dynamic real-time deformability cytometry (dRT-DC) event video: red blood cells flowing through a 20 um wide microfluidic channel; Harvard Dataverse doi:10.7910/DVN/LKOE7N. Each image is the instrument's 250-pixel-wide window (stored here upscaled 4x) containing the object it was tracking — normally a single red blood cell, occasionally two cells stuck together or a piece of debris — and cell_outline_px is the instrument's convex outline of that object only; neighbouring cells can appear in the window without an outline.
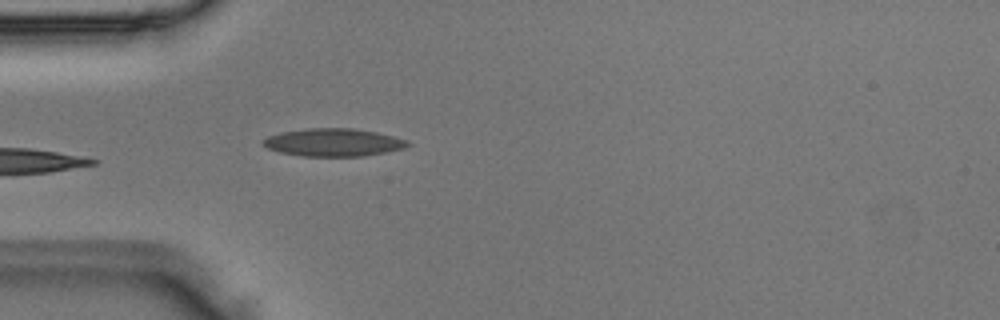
{"species": "Egyptian fruit bat (a non-hibernating species)", "species_latin": "Rousettus aegyptiacus", "temperature_condition": "room temperature", "stored_images_in_passage": 5, "camera_frame_rate_fps": 3000, "um_per_image_px": 0.085, "animal": {"sex": "male"}, "frame": {"image": 1, "passage_image": 5, "time_ms": 1.333, "image_size_px": [1000, 320], "cell_outline_px": [[412, 144], [404, 148], [364, 156], [304, 156], [280, 152], [268, 148], [260, 144], [268, 136], [280, 132], [308, 128], [352, 128], [376, 132], [408, 140]], "centroid_in_image_um": [28.34, 12.1], "position_along_channel_um": 56.7, "area_um2": 23.35}}